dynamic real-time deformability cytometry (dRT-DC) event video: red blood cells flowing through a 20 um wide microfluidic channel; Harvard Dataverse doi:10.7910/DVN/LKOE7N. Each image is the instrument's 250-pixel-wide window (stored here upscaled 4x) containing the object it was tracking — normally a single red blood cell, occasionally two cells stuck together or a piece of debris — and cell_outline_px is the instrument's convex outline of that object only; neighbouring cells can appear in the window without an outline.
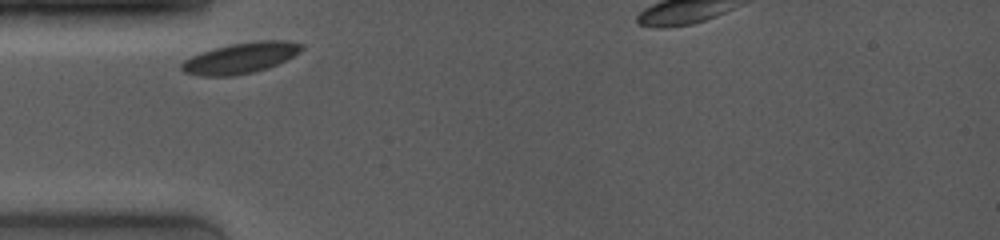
{"species": "common noctule bat (a hibernating species)", "species_latin": "Nyctalus noctula", "temperature_condition": "room temperature", "stored_images_in_passage": 3, "camera_frame_rate_fps": 4000, "um_per_image_px": 0.085, "animal": {"sex": "female", "body_mass_g": 19.0, "forearm_length_mm": 53.3}, "frame": {"image": 1, "passage_image": 1, "time_ms": 0.0, "image_size_px": [1000, 240], "cell_outline_px": [[304, 48], [300, 52], [268, 68], [252, 72], [232, 76], [200, 76], [184, 72], [180, 68], [180, 64], [184, 60], [200, 52], [232, 44], [256, 40], [284, 40], [304, 44]], "centroid_in_image_um": [20.44, 4.92], "position_along_channel_um": 64.6, "area_um2": 21.44}}